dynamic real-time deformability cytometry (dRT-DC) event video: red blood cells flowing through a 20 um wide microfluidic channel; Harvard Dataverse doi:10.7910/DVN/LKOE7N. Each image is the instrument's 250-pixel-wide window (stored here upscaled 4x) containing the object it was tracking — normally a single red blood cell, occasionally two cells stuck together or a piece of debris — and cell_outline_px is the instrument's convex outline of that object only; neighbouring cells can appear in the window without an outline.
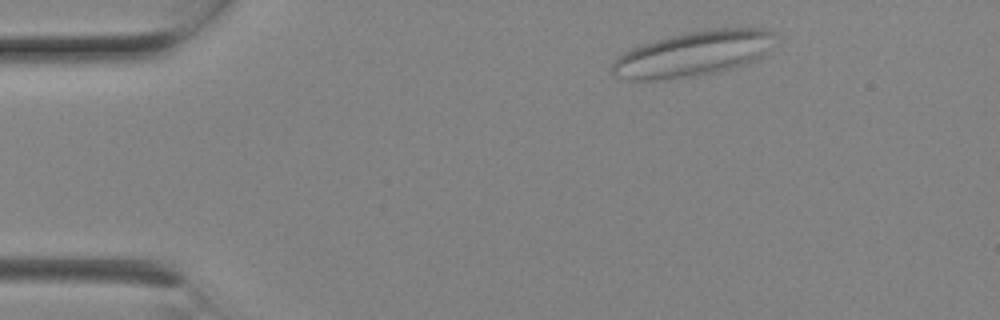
{"species": "Egyptian fruit bat (a non-hibernating species)", "species_latin": "Rousettus aegyptiacus", "temperature_condition": "room temperature", "stored_images_in_passage": 5, "camera_frame_rate_fps": 3000, "um_per_image_px": 0.085, "animal": {"sex": "female"}, "frame": {"image": 1, "passage_image": 1, "time_ms": 0.0, "image_size_px": [1000, 320], "cell_outline_px": [[772, 32], [764, 52], [756, 60], [732, 68], [716, 72], [696, 76], [664, 80], [628, 80], [612, 76], [612, 64], [616, 56], [632, 48], [644, 44], [672, 36], [688, 32], [716, 28], [768, 28]], "centroid_in_image_um": [58.81, 4.6], "position_along_channel_um": 26.2, "area_um2": 42.19}}